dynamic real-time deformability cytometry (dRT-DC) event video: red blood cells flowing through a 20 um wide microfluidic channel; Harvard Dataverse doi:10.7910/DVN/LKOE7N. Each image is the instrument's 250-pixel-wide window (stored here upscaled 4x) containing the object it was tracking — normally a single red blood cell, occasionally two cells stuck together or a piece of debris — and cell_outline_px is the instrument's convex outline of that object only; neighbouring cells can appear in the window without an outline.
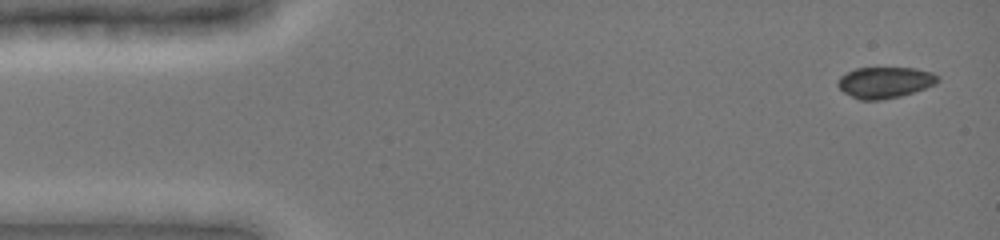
{"species": "common noctule bat (a hibernating species)", "species_latin": "Nyctalus noctula", "temperature_condition": "cold", "stored_images_in_passage": 47, "camera_frame_rate_fps": 3000, "um_per_image_px": 0.085, "animal": {"sex": "female", "body_mass_g": 19.0, "forearm_length_mm": 51.5}, "frame": {"image": 1, "passage_image": 1, "time_ms": 0.0, "image_size_px": [1000, 240], "cell_outline_px": [[940, 80], [936, 84], [900, 96], [880, 100], [860, 100], [844, 92], [836, 84], [840, 76], [856, 68], [916, 68], [932, 72], [940, 76]], "centroid_in_image_um": [75.24, 7.0], "position_along_channel_um": 9.8, "area_um2": 18.09}}
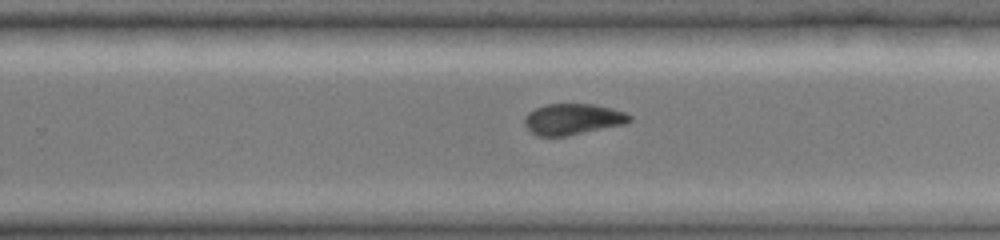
{"frame": {"image": 2, "passage_image": 30, "time_ms": 9.667, "image_size_px": [1000, 240], "cell_outline_px": [[632, 120], [624, 124], [564, 136], [536, 136], [524, 124], [524, 116], [528, 112], [536, 108], [548, 104], [592, 104], [612, 108], [624, 112], [632, 116]], "centroid_in_image_um": [48.67, 10.12], "position_along_channel_um": 281.1, "area_um2": 18.84}}
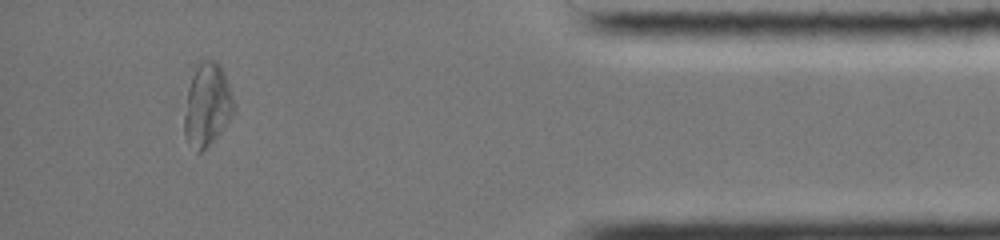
{"frame": {"image": 3, "passage_image": 43, "time_ms": 14.0, "image_size_px": [1000, 240], "cell_outline_px": [[236, 104], [232, 112], [216, 136], [200, 152], [196, 152], [188, 144], [184, 136], [184, 116], [188, 88], [196, 60], [216, 60], [220, 64], [224, 72]], "centroid_in_image_um": [17.58, 8.84], "position_along_channel_um": 417.6, "area_um2": 23.81}, "authors_computed_cell_mechanics": {"area_um2": 19.8832, "velocity_mm_per_s": 3.9522, "shape_relaxation_time_tau1_ms": 3.7633, "shape_relaxation_time_tau2_ms": null, "deformation_change_tau1": 0.0849, "deformation_change_tau2": null}}